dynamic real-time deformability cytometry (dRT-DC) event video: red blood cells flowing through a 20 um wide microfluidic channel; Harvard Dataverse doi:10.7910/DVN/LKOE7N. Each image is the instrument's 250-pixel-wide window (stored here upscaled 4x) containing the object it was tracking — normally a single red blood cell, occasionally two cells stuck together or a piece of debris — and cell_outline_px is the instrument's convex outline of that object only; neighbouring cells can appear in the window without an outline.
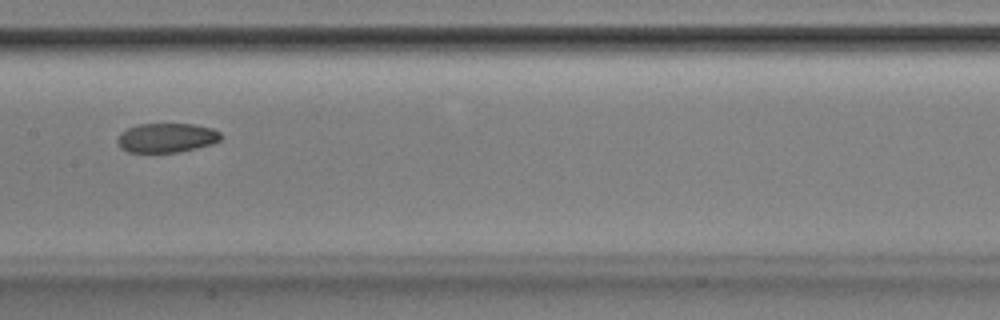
{"species": "Egyptian fruit bat (a non-hibernating species)", "species_latin": "Rousettus aegyptiacus", "temperature_condition": "room temperature", "stored_images_in_passage": 40, "camera_frame_rate_fps": 3000, "um_per_image_px": 0.085, "animal": {"sex": "male"}, "frame": {"image": 1, "passage_image": 14, "time_ms": 4.333, "image_size_px": [1000, 320], "cell_outline_px": [[220, 140], [212, 144], [180, 152], [128, 152], [120, 148], [116, 140], [120, 132], [128, 128], [140, 124], [192, 124], [212, 128], [220, 132]], "centroid_in_image_um": [14.13, 11.71], "position_along_channel_um": 193.3, "area_um2": 17.69}}
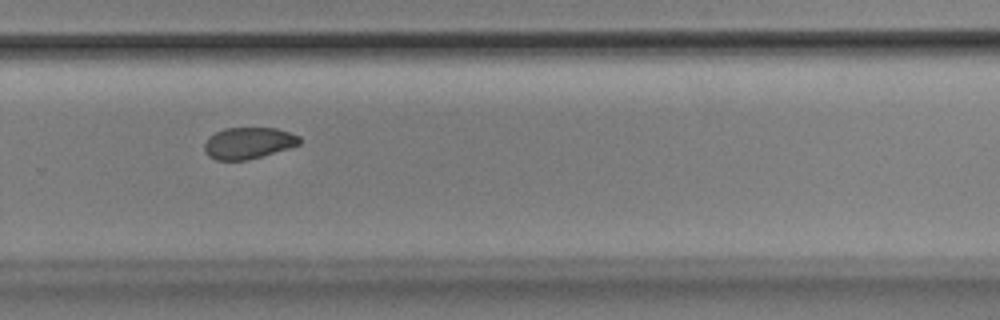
{"frame": {"image": 2, "passage_image": 23, "time_ms": 7.333, "image_size_px": [1000, 320], "cell_outline_px": [[300, 144], [288, 148], [248, 160], [216, 160], [208, 156], [204, 152], [204, 144], [208, 136], [224, 128], [276, 128], [300, 136]], "centroid_in_image_um": [21.07, 12.16], "position_along_channel_um": 308.7, "area_um2": 17.46}}
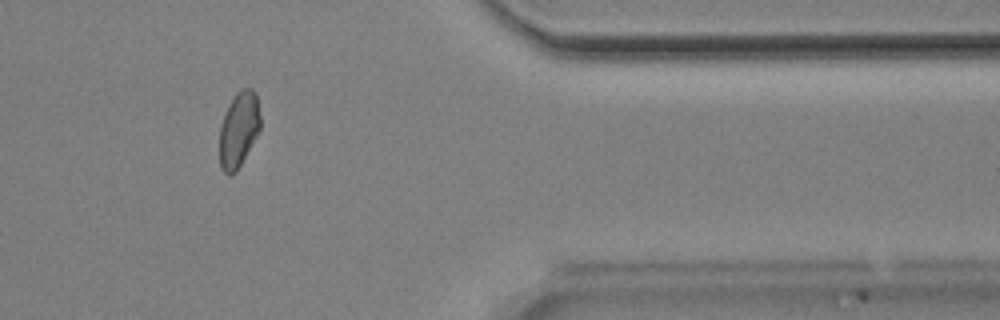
{"frame": {"image": 3, "passage_image": 31, "time_ms": 10.0, "image_size_px": [1000, 320], "cell_outline_px": [[260, 132], [236, 172], [228, 176], [220, 168], [220, 124], [224, 112], [228, 104], [236, 92], [240, 88], [252, 88], [256, 92], [260, 116]], "centroid_in_image_um": [20.29, 11.0], "position_along_channel_um": 391.1, "area_um2": 18.32}, "authors_computed_cell_mechanics": {"area_um2": 18.3226, "velocity_mm_per_s": 3.8626, "shape_relaxation_time_tau1_ms": null, "shape_relaxation_time_tau2_ms": 2.6925, "deformation_change_tau1": null, "deformation_change_tau2": 0.0578}}